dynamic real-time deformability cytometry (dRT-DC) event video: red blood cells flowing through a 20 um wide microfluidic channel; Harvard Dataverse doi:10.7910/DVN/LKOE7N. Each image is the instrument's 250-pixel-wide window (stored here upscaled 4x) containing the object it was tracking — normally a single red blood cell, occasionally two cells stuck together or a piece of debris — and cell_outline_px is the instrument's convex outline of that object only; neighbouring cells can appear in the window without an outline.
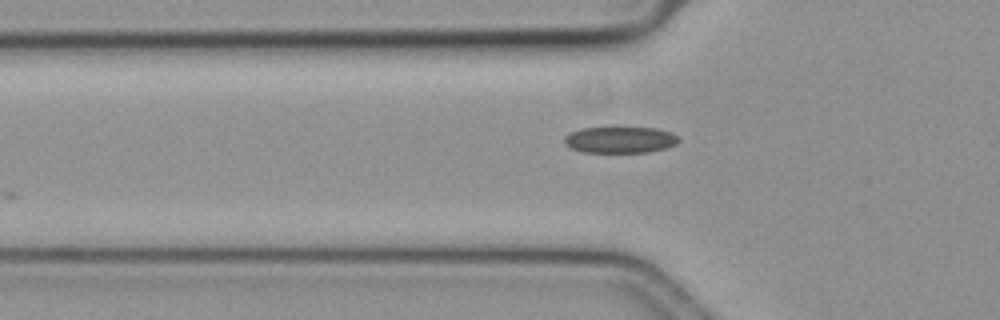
{"species": "common noctule bat (a hibernating species)", "species_latin": "Nyctalus noctula", "temperature_condition": "cold", "stored_images_in_passage": 20, "camera_frame_rate_fps": 3000, "um_per_image_px": 0.085, "animal": {"sex": "female", "body_mass_g": 19.3, "forearm_length_mm": 54.1}, "frame": {"image": 1, "passage_image": 4, "time_ms": 1.0, "image_size_px": [1000, 320], "cell_outline_px": [[680, 140], [676, 144], [664, 148], [648, 152], [584, 152], [572, 148], [564, 144], [564, 136], [568, 132], [580, 128], [656, 128], [672, 132], [680, 136]], "centroid_in_image_um": [52.71, 11.88], "position_along_channel_um": 73.1, "area_um2": 17.63}}
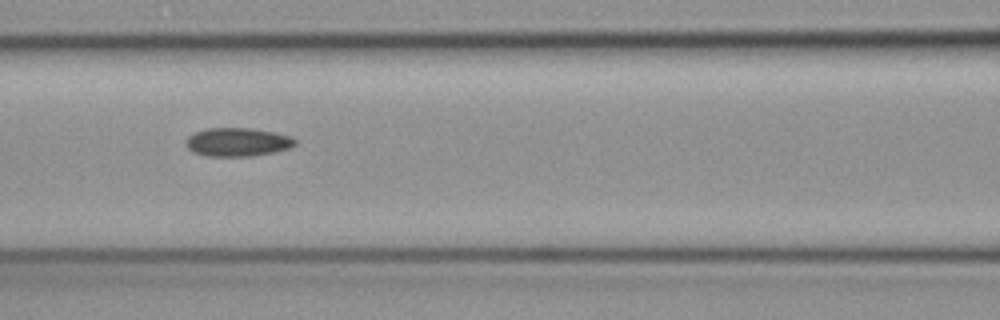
{"frame": {"image": 2, "passage_image": 10, "time_ms": 3.0, "image_size_px": [1000, 320], "cell_outline_px": [[296, 144], [288, 148], [272, 152], [248, 156], [208, 156], [192, 152], [188, 148], [184, 140], [188, 136], [196, 132], [208, 128], [252, 128], [292, 136], [296, 140]], "centroid_in_image_um": [20.16, 12.07], "position_along_channel_um": 146.4, "area_um2": 18.03}}
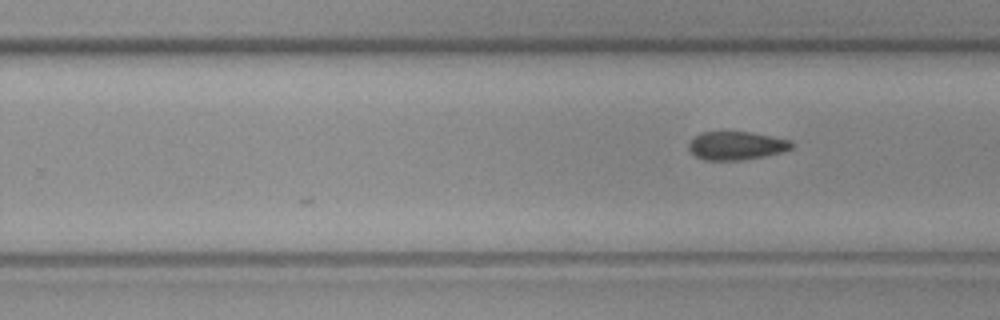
{"frame": {"image": 3, "passage_image": 20, "time_ms": 6.333, "image_size_px": [1000, 320], "cell_outline_px": [[792, 148], [780, 152], [740, 160], [704, 160], [696, 156], [688, 148], [688, 144], [696, 136], [704, 132], [752, 132], [792, 140]], "centroid_in_image_um": [62.59, 12.37], "position_along_channel_um": 267.2, "area_um2": 16.7}}